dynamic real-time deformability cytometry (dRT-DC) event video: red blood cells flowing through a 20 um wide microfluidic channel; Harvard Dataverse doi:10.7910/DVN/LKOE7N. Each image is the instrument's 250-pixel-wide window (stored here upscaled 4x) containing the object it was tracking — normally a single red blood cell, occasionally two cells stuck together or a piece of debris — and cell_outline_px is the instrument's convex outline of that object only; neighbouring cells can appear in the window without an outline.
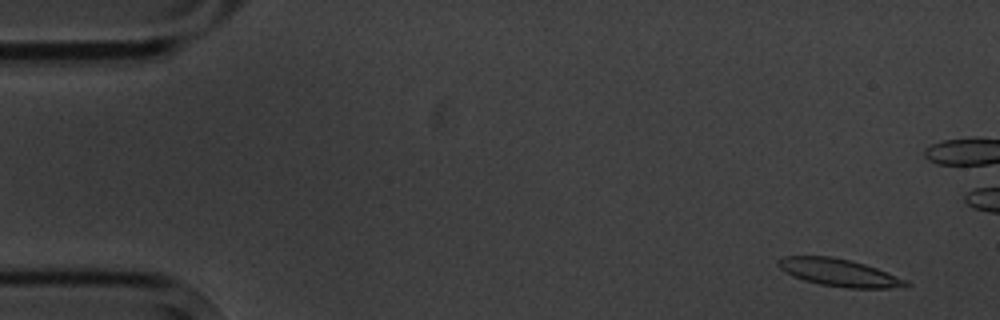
{"species": "common noctule bat (a hibernating species)", "species_latin": "Nyctalus noctula", "temperature_condition": "cold", "stored_images_in_passage": 8, "camera_frame_rate_fps": 3000, "um_per_image_px": 0.085, "animal": {"sex": "male", "body_mass_g": 20.1, "forearm_length_mm": 53.5}, "frame": {"image": 1, "passage_image": 2, "time_ms": 1.0, "image_size_px": [1000, 320], "cell_outline_px": [[912, 284], [888, 288], [848, 288], [820, 284], [804, 280], [792, 276], [780, 268], [776, 264], [776, 260], [784, 256], [832, 256], [852, 260], [876, 268], [908, 280]], "centroid_in_image_um": [71.29, 23.16], "position_along_channel_um": 13.7, "area_um2": 20.4}}